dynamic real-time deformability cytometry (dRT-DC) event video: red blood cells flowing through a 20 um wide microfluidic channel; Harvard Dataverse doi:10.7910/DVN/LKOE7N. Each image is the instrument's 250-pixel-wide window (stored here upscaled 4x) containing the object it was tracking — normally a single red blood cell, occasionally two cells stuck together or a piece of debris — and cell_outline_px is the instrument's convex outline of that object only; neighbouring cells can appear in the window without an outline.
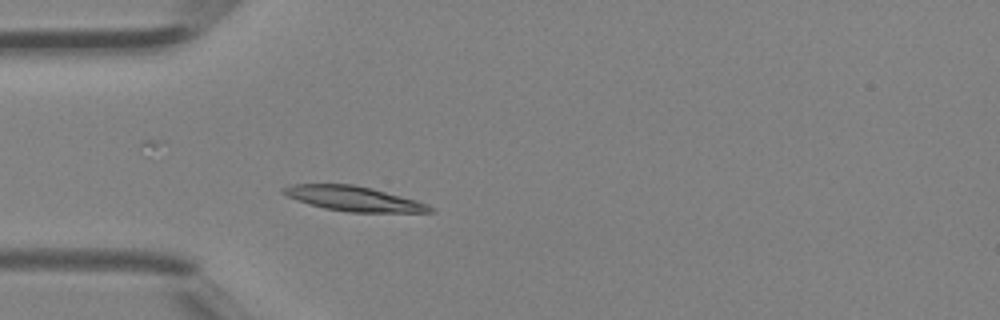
{"species": "Egyptian fruit bat (a non-hibernating species)", "species_latin": "Rousettus aegyptiacus", "temperature_condition": "room temperature", "stored_images_in_passage": 30, "camera_frame_rate_fps": 3000, "um_per_image_px": 0.085, "animal": {"sex": "female"}, "frame": {"image": 1, "passage_image": 1, "time_ms": 0.0, "image_size_px": [1000, 320], "cell_outline_px": [[436, 212], [348, 212], [324, 208], [288, 196], [280, 192], [280, 188], [292, 184], [352, 184], [372, 188], [416, 200], [428, 204], [436, 208]], "centroid_in_image_um": [30.1, 16.88], "position_along_channel_um": 54.9, "area_um2": 21.1}}
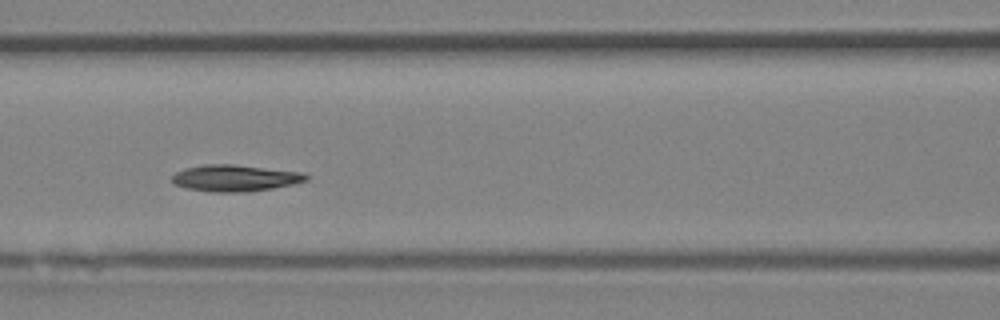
{"frame": {"image": 2, "passage_image": 7, "time_ms": 2.0, "image_size_px": [1000, 320], "cell_outline_px": [[308, 180], [296, 184], [248, 192], [212, 192], [188, 188], [172, 184], [172, 176], [176, 172], [184, 168], [204, 164], [232, 164], [300, 172], [308, 176]], "centroid_in_image_um": [19.96, 15.14], "position_along_channel_um": 146.6, "area_um2": 20.75}}
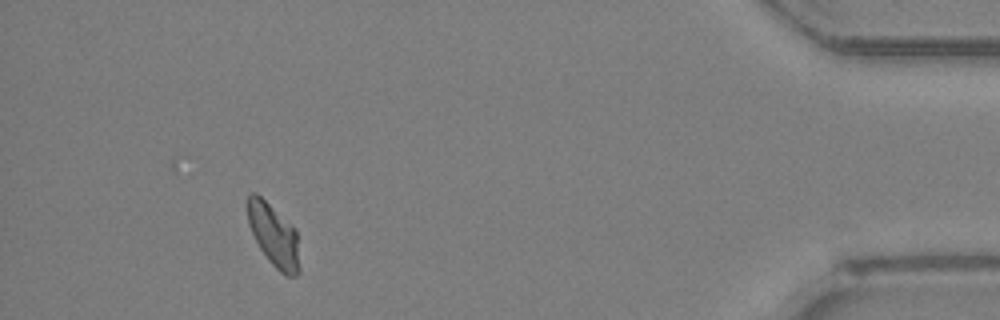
{"frame": {"image": 3, "passage_image": 27, "time_ms": 8.667, "image_size_px": [1000, 320], "cell_outline_px": [[300, 272], [296, 276], [284, 276], [268, 260], [260, 248], [248, 224], [248, 196], [252, 192], [256, 192], [292, 224], [296, 228], [300, 268]], "centroid_in_image_um": [23.3, 20.02], "position_along_channel_um": 411.9, "area_um2": 19.02}}